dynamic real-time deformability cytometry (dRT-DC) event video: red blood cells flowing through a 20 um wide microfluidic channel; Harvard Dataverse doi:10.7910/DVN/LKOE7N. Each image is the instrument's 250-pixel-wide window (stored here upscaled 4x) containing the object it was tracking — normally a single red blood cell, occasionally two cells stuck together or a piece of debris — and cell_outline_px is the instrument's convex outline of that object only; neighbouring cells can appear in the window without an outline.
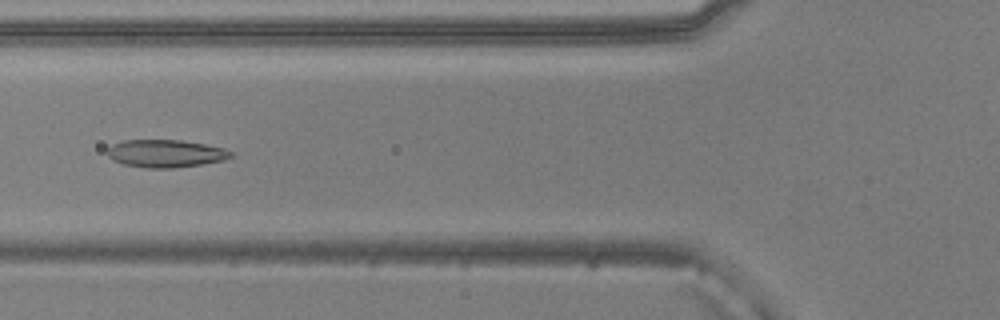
{"species": "common noctule bat (a hibernating species)", "species_latin": "Nyctalus noctula", "temperature_condition": "warm", "stored_images_in_passage": 50, "camera_frame_rate_fps": 3000, "um_per_image_px": 0.085, "animal": {"sex": "male", "body_mass_g": 20.5, "forearm_length_mm": 52.5}, "frame": {"image": 1, "passage_image": 18, "time_ms": 5.667, "image_size_px": [1000, 320], "cell_outline_px": [[232, 156], [224, 160], [200, 164], [172, 168], [144, 168], [124, 164], [112, 160], [108, 156], [108, 148], [112, 144], [124, 140], [180, 140], [204, 144], [224, 148], [232, 152]], "centroid_in_image_um": [14.05, 13.05], "position_along_channel_um": 111.7, "area_um2": 19.83}}
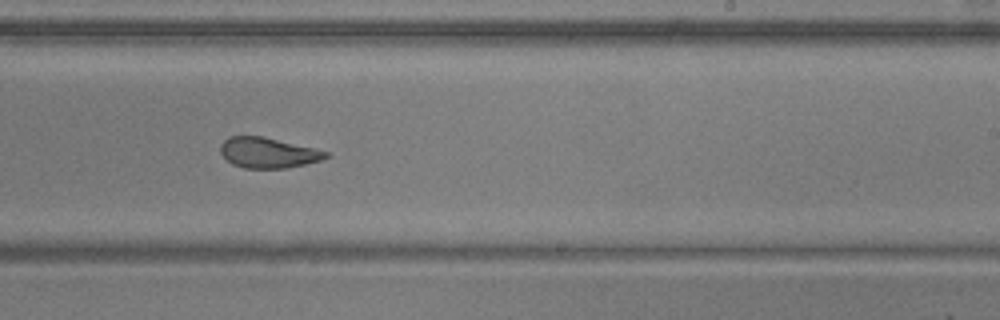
{"frame": {"image": 2, "passage_image": 30, "time_ms": 9.667, "image_size_px": [1000, 320], "cell_outline_px": [[332, 156], [324, 160], [288, 168], [244, 168], [232, 164], [220, 152], [220, 144], [228, 136], [264, 136], [328, 152]], "centroid_in_image_um": [22.8, 12.99], "position_along_channel_um": 266.2, "area_um2": 18.79}}
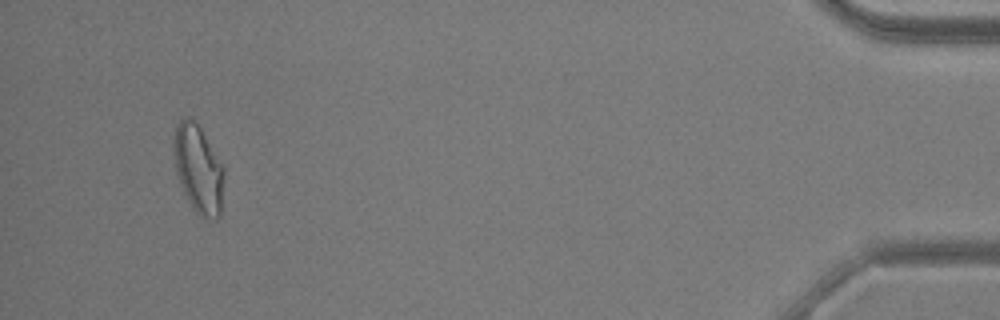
{"frame": {"image": 3, "passage_image": 48, "time_ms": 15.667, "image_size_px": [1000, 320], "cell_outline_px": [[224, 176], [220, 216], [216, 220], [212, 220], [200, 216], [196, 212], [188, 200], [184, 192], [176, 172], [172, 152], [172, 144], [176, 124], [184, 116], [192, 116], [200, 128], [224, 168]], "centroid_in_image_um": [16.83, 14.34], "position_along_channel_um": 418.4, "area_um2": 25.95}}